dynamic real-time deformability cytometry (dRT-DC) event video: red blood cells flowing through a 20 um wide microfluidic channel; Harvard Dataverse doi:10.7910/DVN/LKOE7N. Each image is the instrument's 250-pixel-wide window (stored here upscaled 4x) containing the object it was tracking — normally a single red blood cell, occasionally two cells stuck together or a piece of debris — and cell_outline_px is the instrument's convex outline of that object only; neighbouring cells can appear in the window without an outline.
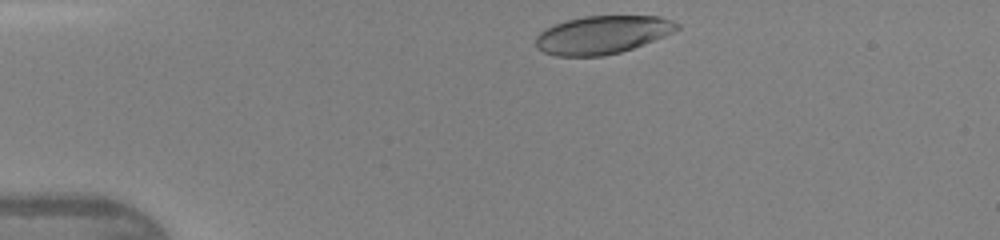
{"species": "human", "species_latin": "Homo sapiens", "temperature_condition": "warm", "stored_images_in_passage": 32, "camera_frame_rate_fps": 3000, "um_per_image_px": 0.085, "donor": {"sex": "female"}, "frame": {"image": 1, "passage_image": 1, "time_ms": 0.0, "image_size_px": [1000, 240], "cell_outline_px": [[680, 28], [664, 36], [644, 44], [620, 52], [604, 56], [556, 56], [544, 52], [536, 48], [536, 36], [540, 32], [556, 24], [568, 20], [584, 16], [660, 16], [672, 20], [680, 24]], "centroid_in_image_um": [51.21, 2.96], "position_along_channel_um": 33.8, "area_um2": 31.21}}
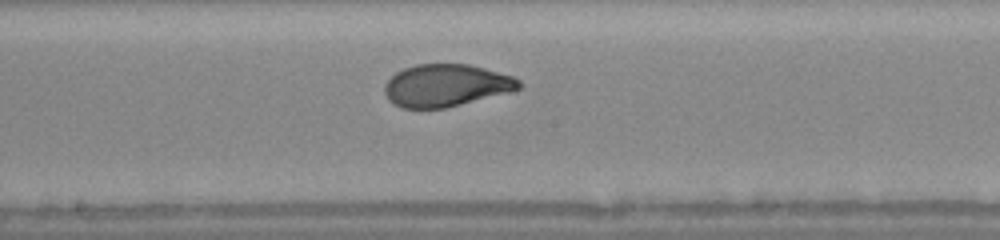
{"frame": {"image": 2, "passage_image": 17, "time_ms": 5.333, "image_size_px": [1000, 240], "cell_outline_px": [[524, 84], [520, 88], [508, 92], [444, 108], [400, 108], [392, 104], [388, 100], [384, 92], [384, 84], [396, 72], [404, 68], [416, 64], [468, 64], [484, 68], [512, 76], [520, 80]], "centroid_in_image_um": [37.88, 7.26], "position_along_channel_um": 210.3, "area_um2": 33.06}}
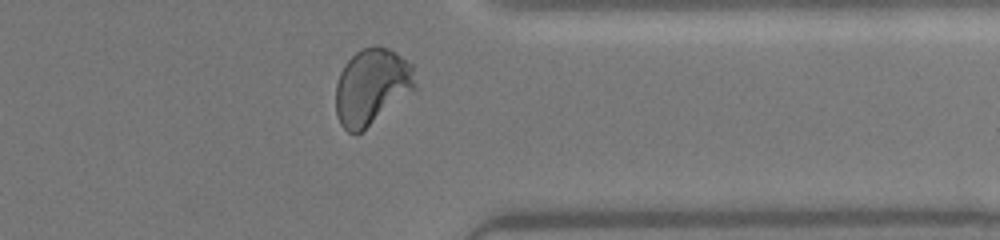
{"frame": {"image": 3, "passage_image": 29, "time_ms": 9.333, "image_size_px": [1000, 240], "cell_outline_px": [[416, 88], [356, 136], [348, 132], [340, 124], [336, 112], [336, 84], [340, 72], [344, 64], [360, 48], [372, 44], [376, 44], [388, 48], [396, 52], [412, 64], [416, 84]], "centroid_in_image_um": [31.58, 7.34], "position_along_channel_um": 379.8, "area_um2": 35.43}, "authors_computed_cell_mechanics": {"area_um2": 33.7841, "velocity_mm_per_s": 4.3195, "shape_relaxation_time_tau1_ms": 3.9378, "shape_relaxation_time_tau2_ms": null, "deformation_change_tau1": 0.1933, "deformation_change_tau2": null}}